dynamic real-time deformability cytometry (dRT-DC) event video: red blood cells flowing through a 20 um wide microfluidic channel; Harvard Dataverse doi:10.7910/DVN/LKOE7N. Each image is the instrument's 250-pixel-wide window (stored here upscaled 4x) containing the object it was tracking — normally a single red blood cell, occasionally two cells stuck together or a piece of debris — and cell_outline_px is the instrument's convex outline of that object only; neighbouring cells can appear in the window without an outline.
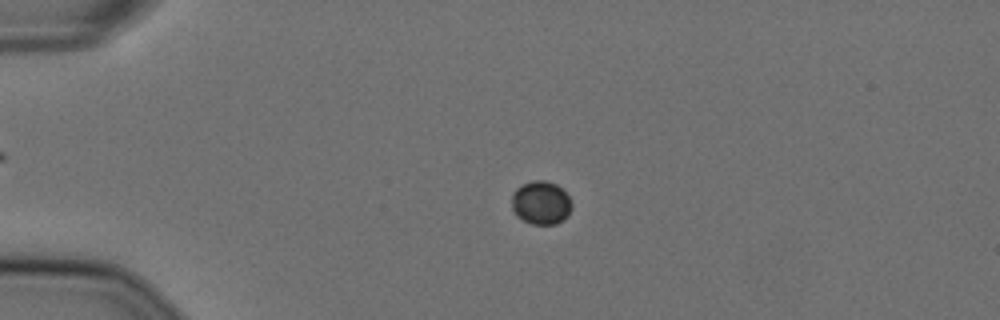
{"species": "Egyptian fruit bat (a non-hibernating species)", "species_latin": "Rousettus aegyptiacus", "temperature_condition": "cold", "stored_images_in_passage": 26, "camera_frame_rate_fps": 3000, "um_per_image_px": 0.085, "animal": {"sex": "female"}, "frame": {"image": 1, "passage_image": 15, "time_ms": 4.667, "image_size_px": [1000, 320], "cell_outline_px": [[572, 208], [568, 216], [556, 224], [532, 224], [516, 216], [512, 208], [512, 192], [516, 188], [532, 180], [544, 180], [556, 184], [568, 196], [572, 204]], "centroid_in_image_um": [45.98, 17.24], "position_along_channel_um": 39.0, "area_um2": 15.2}}
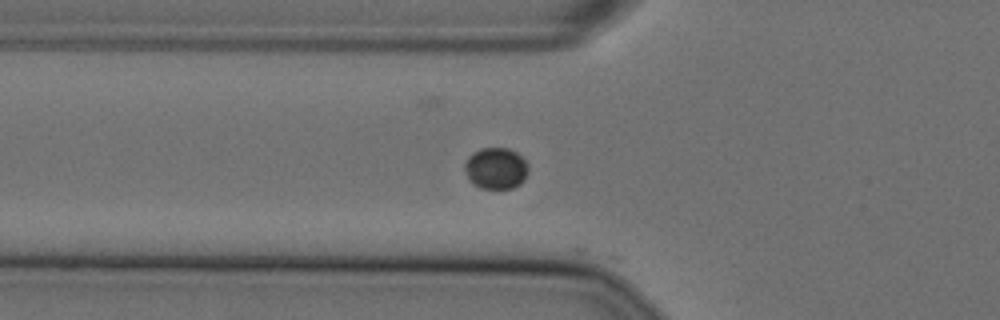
{"frame": {"image": 2, "passage_image": 22, "time_ms": 7.0, "image_size_px": [1000, 320], "cell_outline_px": [[528, 172], [524, 180], [520, 184], [512, 188], [480, 188], [472, 184], [468, 180], [464, 168], [464, 164], [468, 156], [472, 152], [480, 148], [508, 148], [516, 152], [524, 160], [528, 168]], "centroid_in_image_um": [42.12, 14.31], "position_along_channel_um": 83.7, "area_um2": 15.49}}